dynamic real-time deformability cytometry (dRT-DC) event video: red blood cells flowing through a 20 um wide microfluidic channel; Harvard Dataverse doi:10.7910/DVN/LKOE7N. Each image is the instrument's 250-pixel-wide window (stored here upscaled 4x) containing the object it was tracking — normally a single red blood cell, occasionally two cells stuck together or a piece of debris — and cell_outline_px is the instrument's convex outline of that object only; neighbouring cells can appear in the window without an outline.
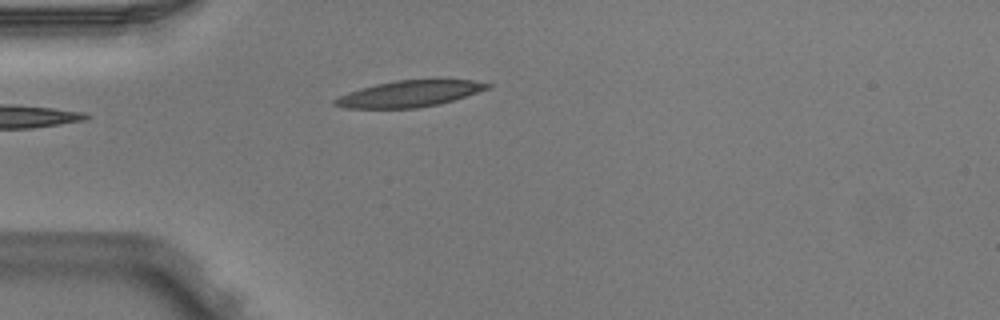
{"species": "Egyptian fruit bat (a non-hibernating species)", "species_latin": "Rousettus aegyptiacus", "temperature_condition": "warm", "stored_images_in_passage": 1, "camera_frame_rate_fps": 3000, "um_per_image_px": 0.085, "animal": {"sex": "male"}, "frame": {"image": 1, "passage_image": 1, "time_ms": 0.0, "image_size_px": [1000, 320], "cell_outline_px": [[492, 84], [488, 88], [440, 104], [416, 108], [344, 108], [332, 104], [332, 100], [348, 92], [360, 88], [376, 84], [396, 80], [436, 76], [472, 80]], "centroid_in_image_um": [34.83, 7.91], "position_along_channel_um": 50.2, "area_um2": 24.16}}